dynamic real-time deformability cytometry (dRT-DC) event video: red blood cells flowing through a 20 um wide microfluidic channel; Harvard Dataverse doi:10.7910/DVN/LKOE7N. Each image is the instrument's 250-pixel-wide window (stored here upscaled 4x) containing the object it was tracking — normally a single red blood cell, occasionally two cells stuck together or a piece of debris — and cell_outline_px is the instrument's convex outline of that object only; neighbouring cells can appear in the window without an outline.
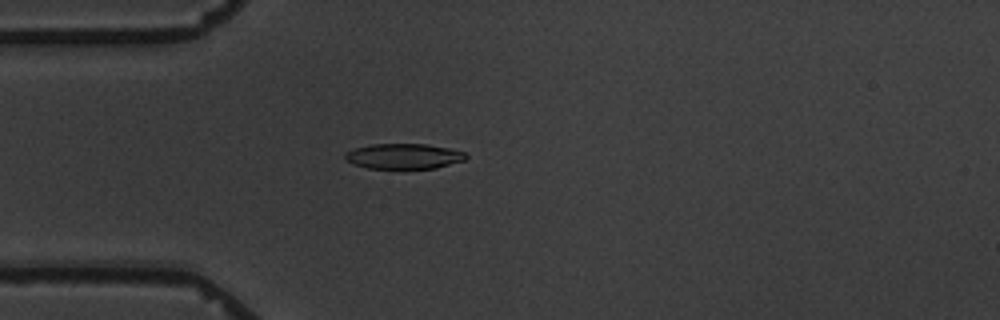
{"species": "common noctule bat (a hibernating species)", "species_latin": "Nyctalus noctula", "temperature_condition": "warm", "stored_images_in_passage": 3, "camera_frame_rate_fps": 3000, "um_per_image_px": 0.085, "animal": {"sex": "male", "body_mass_g": 19.5, "forearm_length_mm": 54.6}, "frame": {"image": 1, "passage_image": 3, "time_ms": 2.333, "image_size_px": [1000, 320], "cell_outline_px": [[468, 156], [464, 160], [436, 168], [368, 168], [356, 164], [348, 160], [344, 156], [348, 152], [356, 148], [372, 144], [428, 144], [448, 148], [464, 152]], "centroid_in_image_um": [34.37, 13.27], "position_along_channel_um": 50.6, "area_um2": 17.46}}